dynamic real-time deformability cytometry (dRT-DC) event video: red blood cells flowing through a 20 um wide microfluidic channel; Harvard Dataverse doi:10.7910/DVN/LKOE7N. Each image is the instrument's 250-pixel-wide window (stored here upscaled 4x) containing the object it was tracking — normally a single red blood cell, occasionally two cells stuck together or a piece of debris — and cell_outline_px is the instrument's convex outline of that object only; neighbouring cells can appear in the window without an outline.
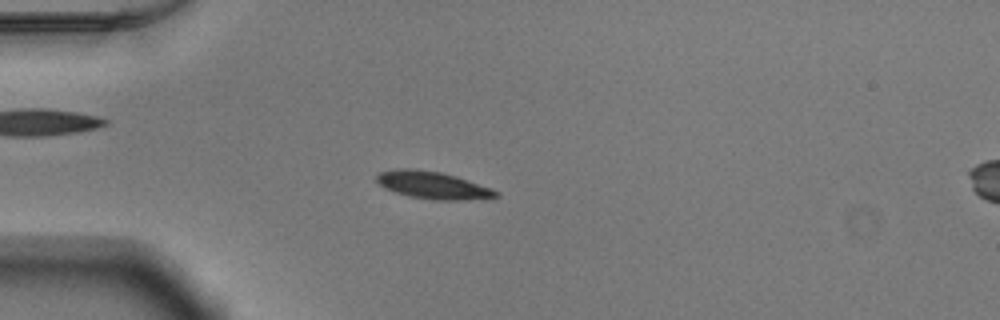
{"species": "Egyptian fruit bat (a non-hibernating species)", "species_latin": "Rousettus aegyptiacus", "temperature_condition": "warm", "stored_images_in_passage": 53, "camera_frame_rate_fps": 3000, "um_per_image_px": 0.085, "animal": {"sex": "male"}, "frame": {"image": 1, "passage_image": 15, "time_ms": 4.667, "image_size_px": [1000, 320], "cell_outline_px": [[500, 196], [464, 200], [432, 200], [408, 196], [384, 188], [376, 180], [376, 176], [380, 172], [400, 168], [412, 168], [440, 172], [456, 176], [492, 188], [500, 192]], "centroid_in_image_um": [36.8, 15.74], "position_along_channel_um": 48.2, "area_um2": 19.02}}
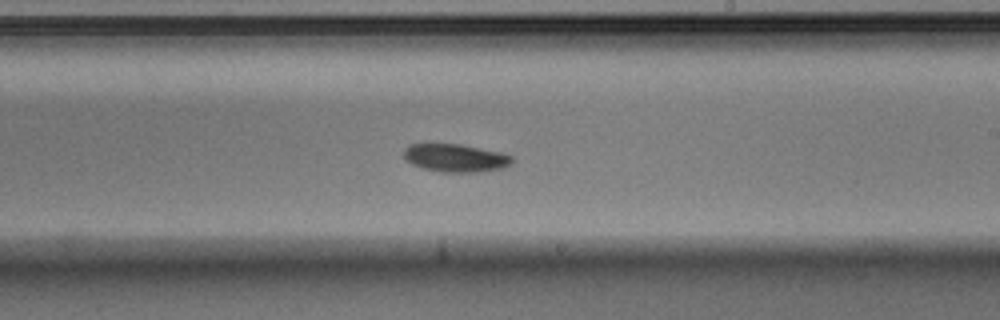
{"frame": {"image": 2, "passage_image": 32, "time_ms": 10.333, "image_size_px": [1000, 320], "cell_outline_px": [[512, 164], [504, 168], [480, 172], [440, 172], [420, 168], [412, 164], [404, 156], [404, 148], [408, 144], [460, 144], [504, 152], [512, 156]], "centroid_in_image_um": [38.75, 13.43], "position_along_channel_um": 250.2, "area_um2": 17.92}}
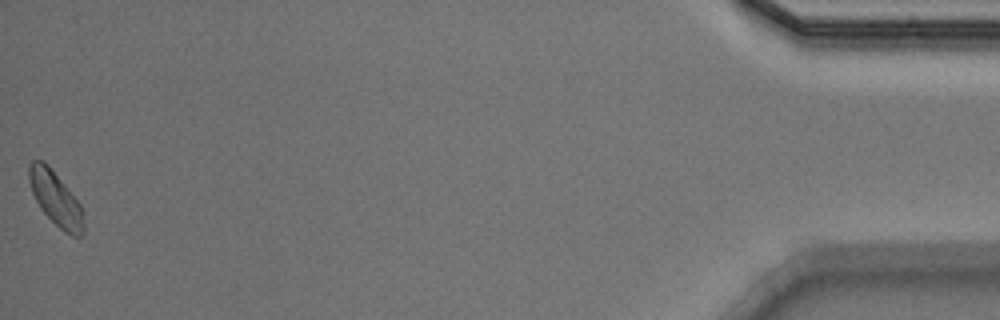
{"frame": {"image": 3, "passage_image": 53, "time_ms": 17.333, "image_size_px": [1000, 320], "cell_outline_px": [[84, 236], [72, 236], [64, 232], [40, 208], [32, 192], [28, 180], [28, 164], [32, 160], [44, 160], [48, 164], [80, 204], [84, 224]], "centroid_in_image_um": [4.71, 16.86], "position_along_channel_um": 430.5, "area_um2": 17.11}, "authors_computed_cell_mechanics": {"area_um2": 17.1666, "velocity_mm_per_s": 3.8813, "shape_relaxation_time_tau1_ms": 1.3972, "shape_relaxation_time_tau2_ms": null, "deformation_change_tau1": 0.0939, "deformation_change_tau2": null}}